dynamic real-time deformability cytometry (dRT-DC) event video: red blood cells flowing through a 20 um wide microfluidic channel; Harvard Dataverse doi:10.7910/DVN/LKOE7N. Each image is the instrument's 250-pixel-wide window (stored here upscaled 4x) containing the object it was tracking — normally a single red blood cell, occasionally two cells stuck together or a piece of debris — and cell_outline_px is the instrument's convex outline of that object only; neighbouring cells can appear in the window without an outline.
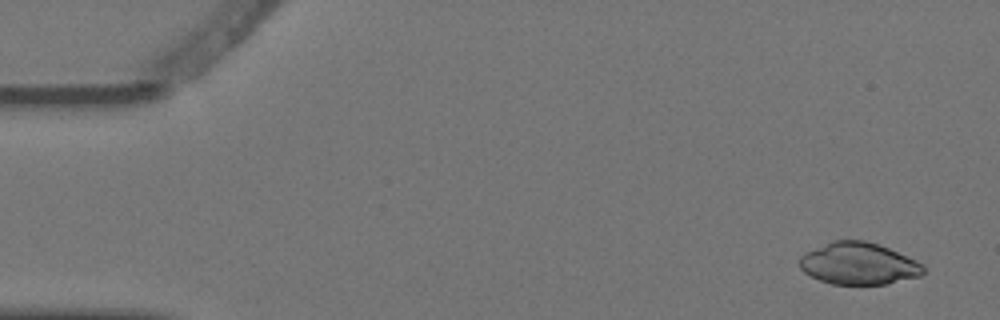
{"species": "Egyptian fruit bat (a non-hibernating species)", "species_latin": "Rousettus aegyptiacus", "temperature_condition": "warm", "stored_images_in_passage": 4, "camera_frame_rate_fps": 3000, "um_per_image_px": 0.085, "animal": {"sex": "female"}, "frame": {"image": 1, "passage_image": 1, "time_ms": 0.0, "image_size_px": [1000, 320], "cell_outline_px": [[924, 272], [920, 276], [888, 284], [832, 284], [820, 280], [804, 272], [800, 268], [800, 256], [832, 240], [864, 240], [888, 248], [916, 260], [924, 264]], "centroid_in_image_um": [73.01, 22.41], "position_along_channel_um": 12.0, "area_um2": 30.06}}